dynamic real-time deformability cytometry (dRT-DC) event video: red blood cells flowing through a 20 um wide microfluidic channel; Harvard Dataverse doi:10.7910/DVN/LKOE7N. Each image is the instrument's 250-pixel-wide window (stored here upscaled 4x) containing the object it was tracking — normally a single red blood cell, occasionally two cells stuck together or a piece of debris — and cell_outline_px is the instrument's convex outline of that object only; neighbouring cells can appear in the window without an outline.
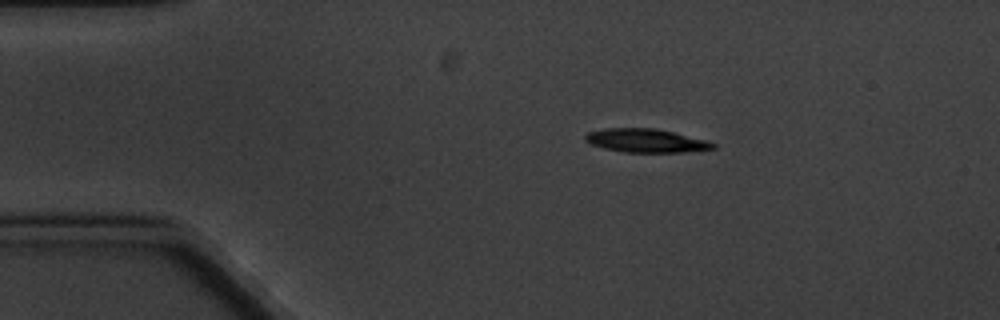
{"species": "common noctule bat (a hibernating species)", "species_latin": "Nyctalus noctula", "temperature_condition": "cold", "stored_images_in_passage": 4, "camera_frame_rate_fps": 3000, "um_per_image_px": 0.085, "animal": {"sex": "male", "body_mass_g": 20.1, "forearm_length_mm": 53.5}, "frame": {"image": 1, "passage_image": 2, "time_ms": 1.333, "image_size_px": [1000, 320], "cell_outline_px": [[716, 148], [684, 152], [624, 152], [604, 148], [592, 144], [584, 140], [584, 136], [588, 132], [604, 128], [656, 128], [704, 140], [716, 144]], "centroid_in_image_um": [54.86, 11.95], "position_along_channel_um": 30.1, "area_um2": 17.34}}
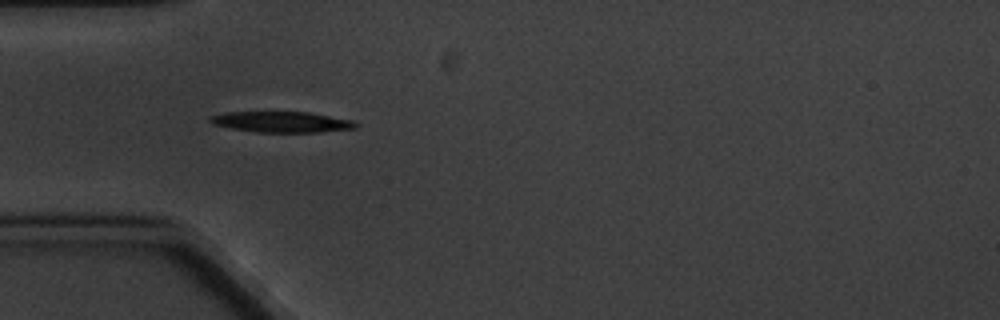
{"frame": {"image": 2, "passage_image": 4, "time_ms": 3.667, "image_size_px": [1000, 320], "cell_outline_px": [[360, 124], [356, 128], [320, 132], [260, 132], [232, 128], [212, 124], [208, 120], [208, 116], [224, 112], [308, 112], [352, 120]], "centroid_in_image_um": [23.93, 10.36], "position_along_channel_um": 61.1, "area_um2": 17.63}}